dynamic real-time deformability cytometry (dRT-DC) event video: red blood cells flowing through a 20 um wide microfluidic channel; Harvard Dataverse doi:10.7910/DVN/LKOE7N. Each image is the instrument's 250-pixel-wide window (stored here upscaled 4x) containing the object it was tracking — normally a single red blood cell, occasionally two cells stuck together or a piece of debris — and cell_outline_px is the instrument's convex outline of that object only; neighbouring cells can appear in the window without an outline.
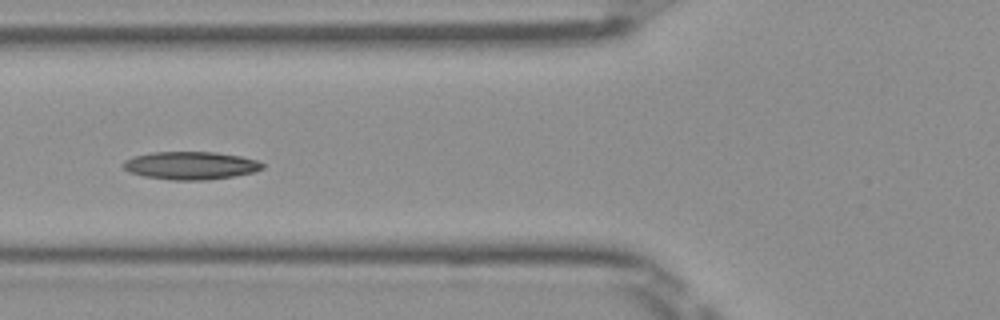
{"species": "Egyptian fruit bat (a non-hibernating species)", "species_latin": "Rousettus aegyptiacus", "temperature_condition": "room temperature", "stored_images_in_passage": 44, "camera_frame_rate_fps": 3000, "um_per_image_px": 0.085, "frame": {"image": 1, "passage_image": 19, "time_ms": 6.0, "image_size_px": [1000, 320], "cell_outline_px": [[264, 168], [256, 172], [236, 176], [204, 180], [172, 180], [144, 176], [128, 172], [124, 168], [124, 160], [136, 156], [152, 152], [216, 152], [240, 156], [256, 160], [264, 164]], "centroid_in_image_um": [16.24, 14.07], "position_along_channel_um": 109.6, "area_um2": 22.66}, "authors_computed_cell_mechanics": {"area_um2": 21.9062, "velocity_mm_per_s": 3.9733, "shape_relaxation_time_tau1_ms": 4.7977, "shape_relaxation_time_tau2_ms": 5.8167, "deformation_change_tau1": 0.1121, "deformation_change_tau2": 0.1238}}